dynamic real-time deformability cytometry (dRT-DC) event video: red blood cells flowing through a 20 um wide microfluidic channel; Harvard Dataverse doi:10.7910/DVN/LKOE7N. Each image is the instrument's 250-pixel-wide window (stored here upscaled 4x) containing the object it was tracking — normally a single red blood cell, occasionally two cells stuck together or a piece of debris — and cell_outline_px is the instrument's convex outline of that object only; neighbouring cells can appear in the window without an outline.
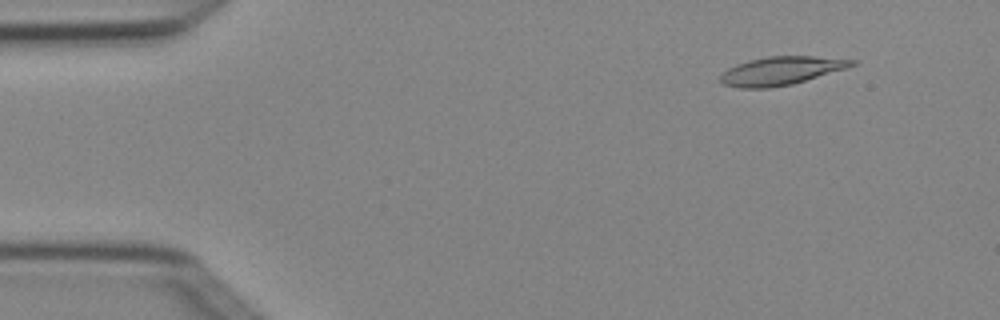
{"species": "Egyptian fruit bat (a non-hibernating species)", "species_latin": "Rousettus aegyptiacus", "temperature_condition": "cold", "stored_images_in_passage": 4, "camera_frame_rate_fps": 3000, "um_per_image_px": 0.085, "animal": {"sex": "female"}, "frame": {"image": 1, "passage_image": 2, "time_ms": 0.333, "image_size_px": [1000, 320], "cell_outline_px": [[860, 60], [856, 64], [848, 68], [792, 84], [768, 88], [740, 88], [724, 84], [720, 80], [720, 76], [728, 68], [736, 64], [748, 60], [768, 56], [812, 56]], "centroid_in_image_um": [66.43, 6.01], "position_along_channel_um": 18.6, "area_um2": 21.73}}
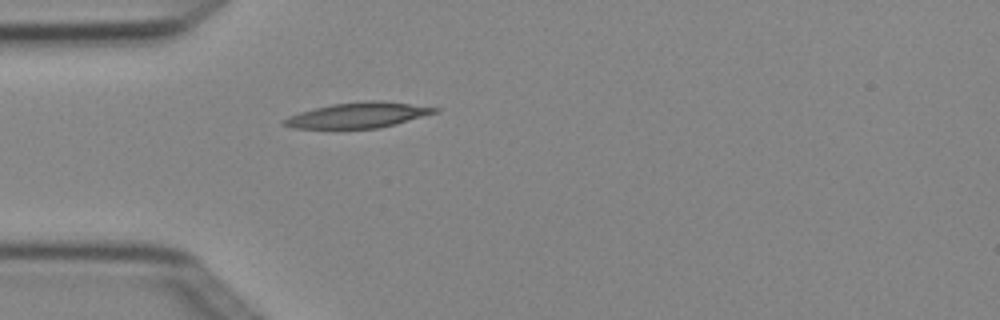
{"frame": {"image": 2, "passage_image": 4, "time_ms": 1.0, "image_size_px": [1000, 320], "cell_outline_px": [[440, 112], [396, 124], [380, 128], [292, 128], [280, 124], [288, 116], [300, 112], [332, 104], [368, 100], [380, 100], [440, 108]], "centroid_in_image_um": [30.47, 9.79], "position_along_channel_um": 54.5, "area_um2": 22.31}}